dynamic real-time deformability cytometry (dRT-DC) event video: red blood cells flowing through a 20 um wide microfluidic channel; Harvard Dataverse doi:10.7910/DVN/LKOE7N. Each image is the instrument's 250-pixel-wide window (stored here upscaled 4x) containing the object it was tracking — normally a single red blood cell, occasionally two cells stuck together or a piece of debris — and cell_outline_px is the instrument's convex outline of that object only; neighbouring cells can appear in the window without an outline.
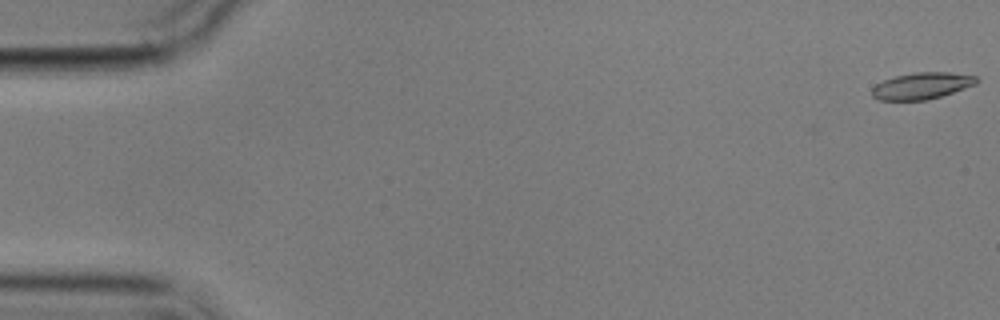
{"species": "common noctule bat (a hibernating species)", "species_latin": "Nyctalus noctula", "temperature_condition": "cold", "stored_images_in_passage": 2, "camera_frame_rate_fps": 3000, "um_per_image_px": 0.085, "animal": {"sex": "male", "body_mass_g": 17.9}, "frame": {"image": 1, "passage_image": 2, "time_ms": 1.0, "image_size_px": [1000, 320], "cell_outline_px": [[980, 80], [976, 84], [928, 100], [880, 100], [872, 96], [872, 88], [876, 84], [884, 80], [896, 76], [916, 72], [948, 72], [976, 76]], "centroid_in_image_um": [78.35, 7.29], "position_along_channel_um": 6.6, "area_um2": 16.07}}